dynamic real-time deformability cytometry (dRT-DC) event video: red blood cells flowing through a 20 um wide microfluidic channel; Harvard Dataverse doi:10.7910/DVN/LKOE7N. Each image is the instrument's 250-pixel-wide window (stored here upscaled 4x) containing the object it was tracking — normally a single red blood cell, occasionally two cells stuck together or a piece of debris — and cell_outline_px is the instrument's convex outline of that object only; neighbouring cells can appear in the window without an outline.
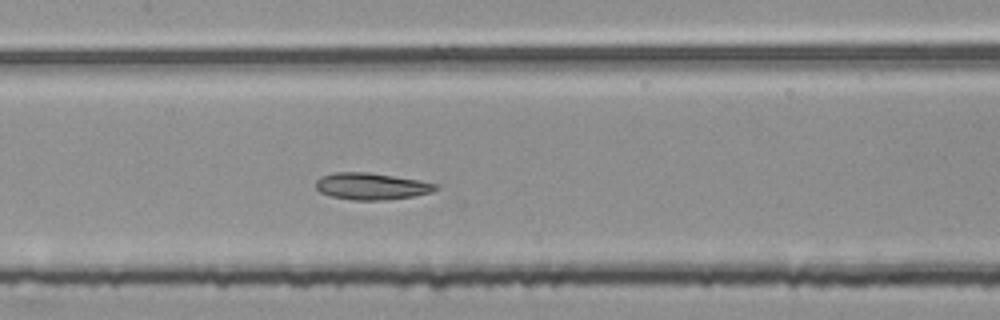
{"species": "common noctule bat (a hibernating species)", "species_latin": "Nyctalus noctula", "temperature_condition": "room temperature", "stored_images_in_passage": 51, "segment_of_instrument_passage": [2, 2], "camera_frame_rate_fps": 3000, "um_per_image_px": 0.085, "animal": {"sex": "female", "body_mass_g": 25.1}, "frame": {"image": 1, "passage_image": 25, "time_ms": 8.0, "image_size_px": [1000, 320], "cell_outline_px": [[440, 188], [432, 192], [412, 196], [384, 200], [352, 200], [328, 196], [320, 192], [316, 188], [316, 180], [320, 176], [336, 172], [368, 172], [420, 180], [440, 184]], "centroid_in_image_um": [31.58, 15.83], "position_along_channel_um": 175.8, "area_um2": 18.9}}
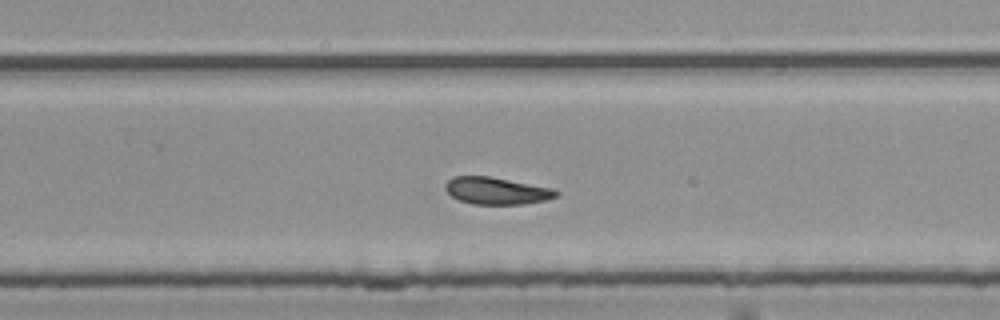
{"frame": {"image": 2, "passage_image": 34, "time_ms": 11.0, "image_size_px": [1000, 320], "cell_outline_px": [[560, 192], [556, 196], [548, 200], [524, 204], [472, 204], [460, 200], [452, 196], [444, 188], [444, 184], [452, 176], [488, 176], [552, 188]], "centroid_in_image_um": [42.2, 16.22], "position_along_channel_um": 287.6, "area_um2": 17.46}}
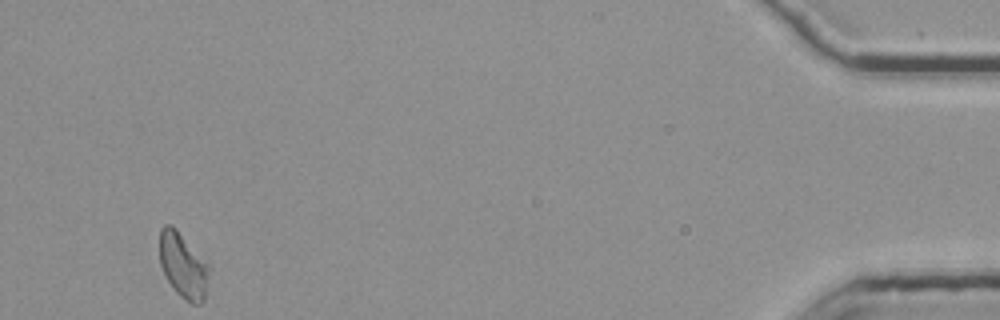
{"frame": {"image": 3, "passage_image": 51, "time_ms": 16.667, "image_size_px": [1000, 320], "cell_outline_px": [[208, 272], [204, 300], [200, 304], [192, 304], [184, 300], [172, 288], [160, 264], [160, 228], [164, 224], [172, 224], [176, 228], [208, 264]], "centroid_in_image_um": [15.54, 22.56], "position_along_channel_um": 419.7, "area_um2": 18.55}}